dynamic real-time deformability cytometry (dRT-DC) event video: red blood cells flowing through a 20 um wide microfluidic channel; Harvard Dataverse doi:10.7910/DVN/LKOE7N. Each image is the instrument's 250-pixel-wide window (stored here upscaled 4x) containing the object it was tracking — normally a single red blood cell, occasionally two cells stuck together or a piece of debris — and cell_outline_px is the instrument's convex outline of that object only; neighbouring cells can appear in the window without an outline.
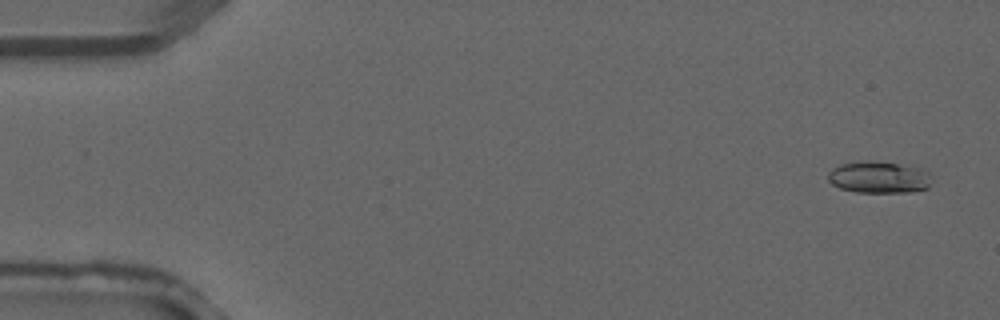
{"species": "common noctule bat (a hibernating species)", "species_latin": "Nyctalus noctula", "temperature_condition": "warm", "stored_images_in_passage": 4, "camera_frame_rate_fps": 3000, "um_per_image_px": 0.085, "animal": {"sex": "male", "forearm_length_mm": 52.5}, "frame": {"image": 1, "passage_image": 1, "time_ms": 0.0, "image_size_px": [1000, 320], "cell_outline_px": [[928, 188], [912, 192], [856, 192], [840, 188], [832, 184], [828, 180], [828, 172], [832, 168], [840, 164], [864, 160], [872, 160], [920, 168], [928, 172]], "centroid_in_image_um": [74.64, 15.06], "position_along_channel_um": 10.4, "area_um2": 19.07}}
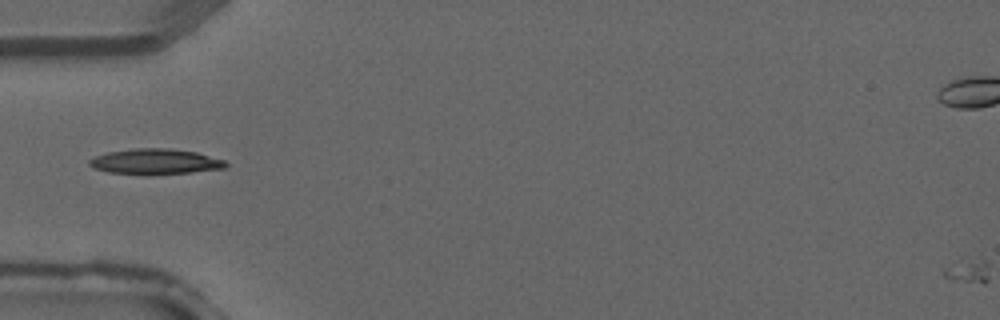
{"frame": {"image": 2, "passage_image": 4, "time_ms": 1.0, "image_size_px": [1000, 320], "cell_outline_px": [[228, 164], [224, 168], [192, 172], [152, 176], [144, 176], [108, 172], [92, 168], [88, 164], [88, 160], [96, 156], [108, 152], [136, 148], [168, 148], [196, 152], [224, 160]], "centroid_in_image_um": [13.16, 13.76], "position_along_channel_um": 71.8, "area_um2": 20.63}}